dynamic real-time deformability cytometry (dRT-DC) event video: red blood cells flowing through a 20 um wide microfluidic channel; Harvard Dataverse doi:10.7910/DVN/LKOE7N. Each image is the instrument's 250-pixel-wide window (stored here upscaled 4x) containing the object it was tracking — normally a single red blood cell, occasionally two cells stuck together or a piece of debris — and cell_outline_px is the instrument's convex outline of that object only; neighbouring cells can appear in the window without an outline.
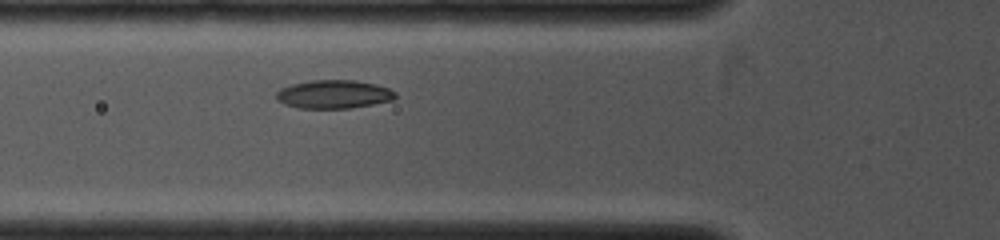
{"species": "common noctule bat (a hibernating species)", "species_latin": "Nyctalus noctula", "temperature_condition": "cold", "stored_images_in_passage": 3, "camera_frame_rate_fps": 4000, "um_per_image_px": 0.085, "animal": {"sex": "female", "body_mass_g": 19.0, "forearm_length_mm": 53.3}, "frame": {"image": 1, "passage_image": 3, "time_ms": 1.5, "image_size_px": [1000, 240], "cell_outline_px": [[396, 96], [392, 100], [352, 108], [296, 108], [284, 104], [276, 100], [276, 92], [280, 88], [292, 84], [312, 80], [356, 80], [376, 84], [388, 88], [396, 92]], "centroid_in_image_um": [28.34, 8.01], "position_along_channel_um": 97.5, "area_um2": 19.83}}